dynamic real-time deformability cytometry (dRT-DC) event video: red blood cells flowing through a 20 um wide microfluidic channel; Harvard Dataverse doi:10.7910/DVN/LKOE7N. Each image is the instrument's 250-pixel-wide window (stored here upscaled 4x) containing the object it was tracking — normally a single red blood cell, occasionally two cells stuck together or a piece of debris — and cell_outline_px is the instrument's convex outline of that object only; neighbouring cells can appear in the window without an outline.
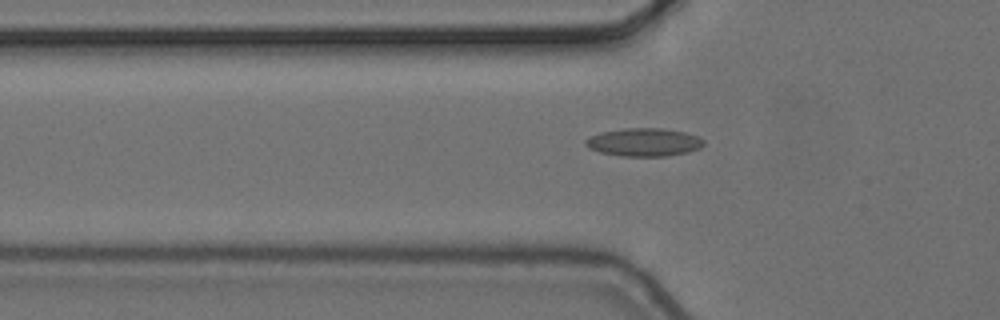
{"species": "common noctule bat (a hibernating species)", "species_latin": "Nyctalus noctula", "temperature_condition": "cold", "stored_images_in_passage": 6, "camera_frame_rate_fps": 3000, "um_per_image_px": 0.085, "animal": {"sex": "female", "body_mass_g": 24.6, "forearm_length_mm": 56.2}, "frame": {"image": 1, "passage_image": 6, "time_ms": 1.667, "image_size_px": [1000, 320], "cell_outline_px": [[704, 144], [700, 148], [688, 152], [668, 156], [620, 156], [600, 152], [588, 148], [584, 144], [584, 140], [600, 132], [624, 128], [664, 128], [684, 132], [700, 136], [704, 140]], "centroid_in_image_um": [54.75, 12.08], "position_along_channel_um": 71.1, "area_um2": 19.54}}